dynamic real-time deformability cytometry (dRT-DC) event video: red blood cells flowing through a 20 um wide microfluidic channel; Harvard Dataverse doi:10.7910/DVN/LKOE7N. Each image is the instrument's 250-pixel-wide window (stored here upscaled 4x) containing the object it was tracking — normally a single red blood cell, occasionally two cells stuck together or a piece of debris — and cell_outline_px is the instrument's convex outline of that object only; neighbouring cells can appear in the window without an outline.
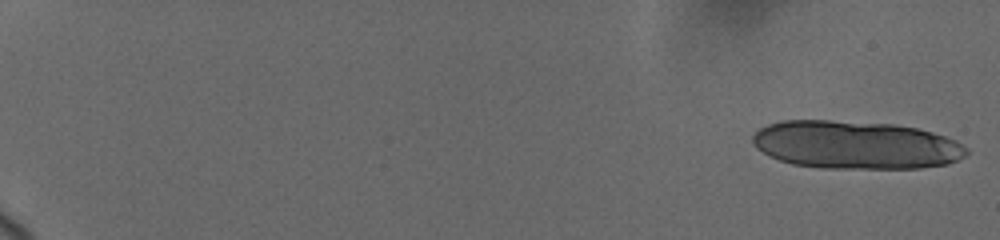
{"species": "human", "species_latin": "Homo sapiens", "temperature_condition": "cold", "stored_images_in_passage": 15, "camera_frame_rate_fps": 3000, "um_per_image_px": 0.085, "donor": {"sex": "female"}, "frame": {"image": 1, "passage_image": 1, "time_ms": 0.0, "image_size_px": [1000, 240], "cell_outline_px": [[968, 152], [964, 156], [948, 164], [920, 168], [820, 168], [792, 164], [780, 160], [756, 148], [752, 144], [752, 136], [760, 128], [768, 124], [784, 120], [828, 120], [896, 124], [916, 128], [932, 132], [956, 140], [968, 148]], "centroid_in_image_um": [72.73, 12.32], "position_along_channel_um": 12.3, "area_um2": 60.05}}